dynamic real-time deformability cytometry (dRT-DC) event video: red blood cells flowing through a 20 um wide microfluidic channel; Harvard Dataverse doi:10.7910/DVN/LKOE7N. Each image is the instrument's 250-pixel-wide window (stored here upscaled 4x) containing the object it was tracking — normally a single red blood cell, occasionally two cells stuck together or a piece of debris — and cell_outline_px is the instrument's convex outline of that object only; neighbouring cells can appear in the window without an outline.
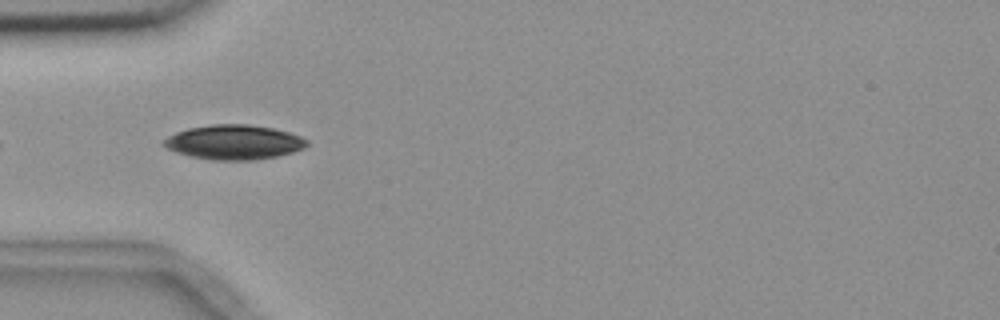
{"species": "common noctule bat (a hibernating species)", "species_latin": "Nyctalus noctula", "temperature_condition": "room temperature", "stored_images_in_passage": 4, "camera_frame_rate_fps": 3000, "um_per_image_px": 0.085, "animal": {"sex": "female", "body_mass_g": 18.4}, "frame": {"image": 1, "passage_image": 2, "time_ms": 1.0, "image_size_px": [1000, 320], "cell_outline_px": [[308, 144], [304, 148], [292, 152], [276, 156], [252, 160], [212, 160], [192, 156], [176, 152], [160, 144], [160, 140], [176, 132], [188, 128], [212, 124], [248, 124], [272, 128], [288, 132], [300, 136], [308, 140]], "centroid_in_image_um": [19.85, 12.08], "position_along_channel_um": 65.1, "area_um2": 28.84}}
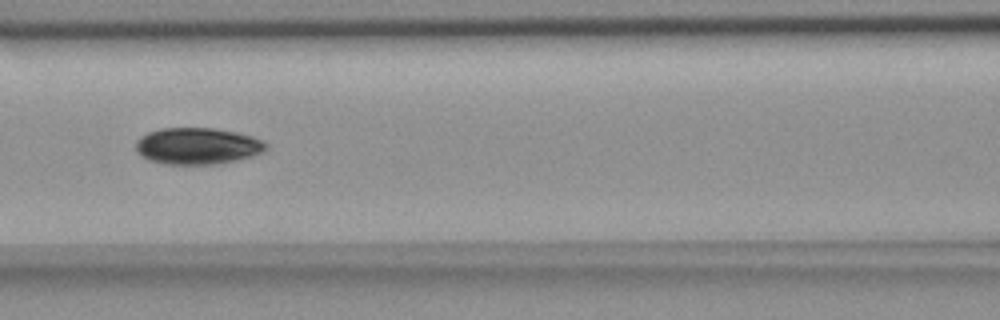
{"frame": {"image": 2, "passage_image": 4, "time_ms": 3.333, "image_size_px": [1000, 320], "cell_outline_px": [[268, 148], [252, 156], [236, 160], [216, 164], [164, 164], [148, 160], [140, 156], [136, 152], [136, 140], [148, 132], [160, 128], [212, 128], [236, 132], [252, 136], [264, 140], [268, 144]], "centroid_in_image_um": [16.77, 12.41], "position_along_channel_um": 149.8, "area_um2": 27.92}}